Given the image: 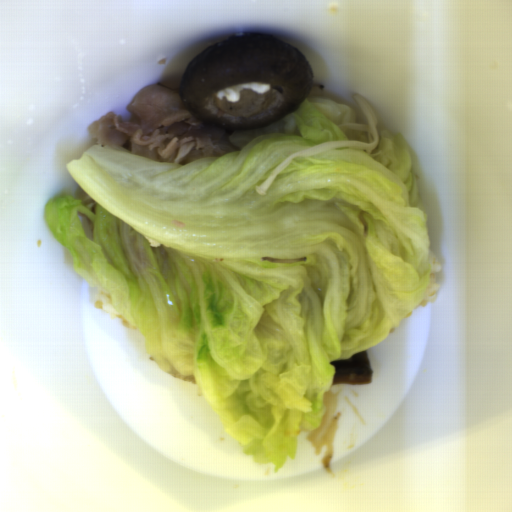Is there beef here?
<instances>
[{"instance_id": "obj_1", "label": "beef", "mask_w": 512, "mask_h": 512, "mask_svg": "<svg viewBox=\"0 0 512 512\" xmlns=\"http://www.w3.org/2000/svg\"><path fill=\"white\" fill-rule=\"evenodd\" d=\"M180 90L181 86L169 89L155 83L141 87L126 106L128 121L109 110L89 124L88 133L101 146L129 142L128 150L135 154L183 165L240 150L223 127L214 128L193 116Z\"/></svg>"}]
</instances>
